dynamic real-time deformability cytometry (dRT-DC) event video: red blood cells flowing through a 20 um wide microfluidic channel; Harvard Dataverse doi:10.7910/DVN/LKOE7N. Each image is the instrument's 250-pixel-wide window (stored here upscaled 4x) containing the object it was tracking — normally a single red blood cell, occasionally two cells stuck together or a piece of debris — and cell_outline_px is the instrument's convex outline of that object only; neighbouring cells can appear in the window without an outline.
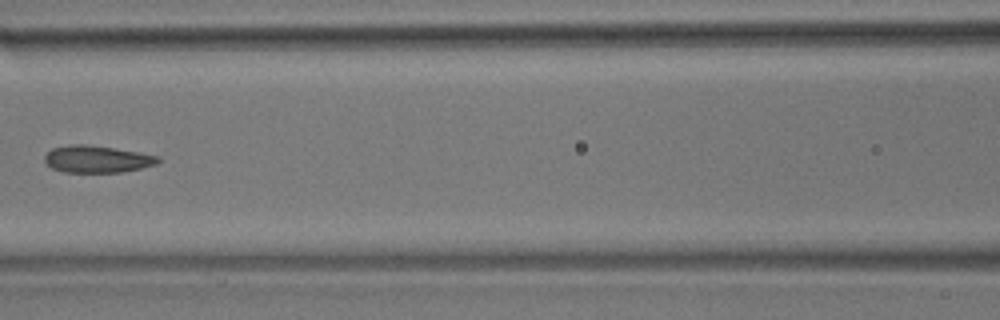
{"species": "common noctule bat (a hibernating species)", "species_latin": "Nyctalus noctula", "temperature_condition": "room temperature", "stored_images_in_passage": 4, "camera_frame_rate_fps": 3000, "um_per_image_px": 0.085, "animal": {"sex": "male", "body_mass_g": 17.9}, "frame": {"image": 1, "passage_image": 3, "time_ms": 2.333, "image_size_px": [1000, 320], "cell_outline_px": [[160, 160], [156, 164], [140, 168], [120, 172], [64, 172], [52, 168], [44, 160], [44, 156], [52, 148], [68, 144], [84, 144], [112, 148], [160, 156]], "centroid_in_image_um": [8.22, 13.52], "position_along_channel_um": 158.4, "area_um2": 17.69}}
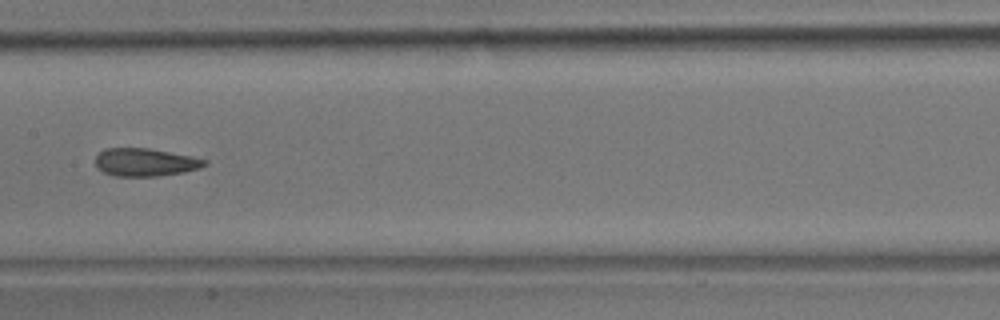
{"frame": {"image": 2, "passage_image": 4, "time_ms": 3.333, "image_size_px": [1000, 320], "cell_outline_px": [[208, 164], [200, 168], [184, 172], [156, 176], [116, 176], [104, 172], [96, 168], [96, 156], [104, 148], [148, 148], [192, 156], [208, 160]], "centroid_in_image_um": [12.36, 13.79], "position_along_channel_um": 195.0, "area_um2": 17.8}}